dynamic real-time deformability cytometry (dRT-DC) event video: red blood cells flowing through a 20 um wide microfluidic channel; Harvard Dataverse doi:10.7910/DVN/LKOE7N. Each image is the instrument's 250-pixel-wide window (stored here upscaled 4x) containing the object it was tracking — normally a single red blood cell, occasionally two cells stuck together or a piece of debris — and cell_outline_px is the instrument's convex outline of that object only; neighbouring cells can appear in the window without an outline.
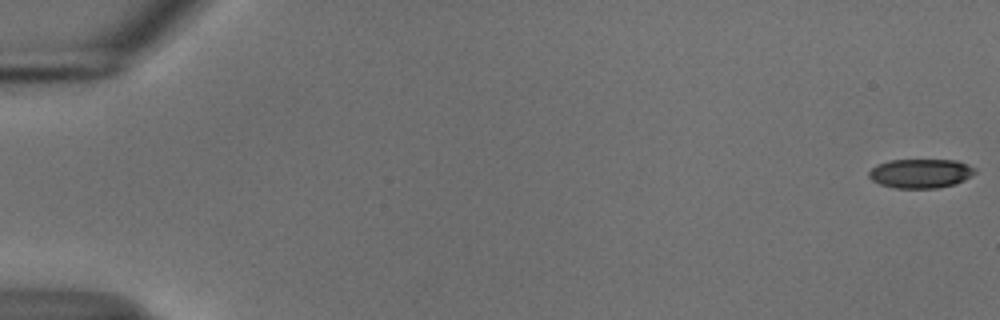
{"species": "common noctule bat (a hibernating species)", "species_latin": "Nyctalus noctula", "temperature_condition": "cold", "stored_images_in_passage": 55, "camera_frame_rate_fps": 3000, "um_per_image_px": 0.085, "animal": {"sex": "male", "body_mass_g": 18.8}, "frame": {"image": 1, "passage_image": 1, "time_ms": 0.0, "image_size_px": [1000, 320], "cell_outline_px": [[976, 172], [964, 180], [952, 184], [936, 188], [892, 188], [880, 184], [872, 180], [868, 176], [868, 172], [876, 164], [888, 160], [956, 160], [976, 168]], "centroid_in_image_um": [78.21, 14.73], "position_along_channel_um": 6.8, "area_um2": 18.03}}
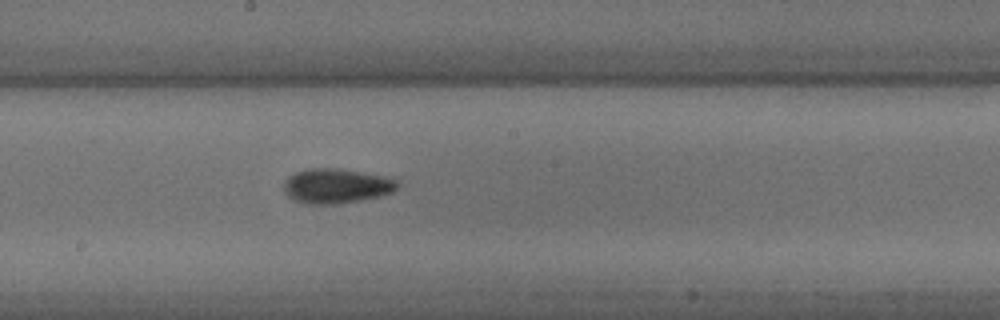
{"frame": {"image": 2, "passage_image": 31, "time_ms": 10.0, "image_size_px": [1000, 320], "cell_outline_px": [[400, 184], [392, 192], [380, 196], [360, 200], [336, 204], [304, 204], [292, 200], [284, 192], [284, 180], [288, 176], [296, 172], [308, 168], [336, 168], [384, 176], [396, 180]], "centroid_in_image_um": [28.54, 15.81], "position_along_channel_um": 219.7, "area_um2": 23.06}}
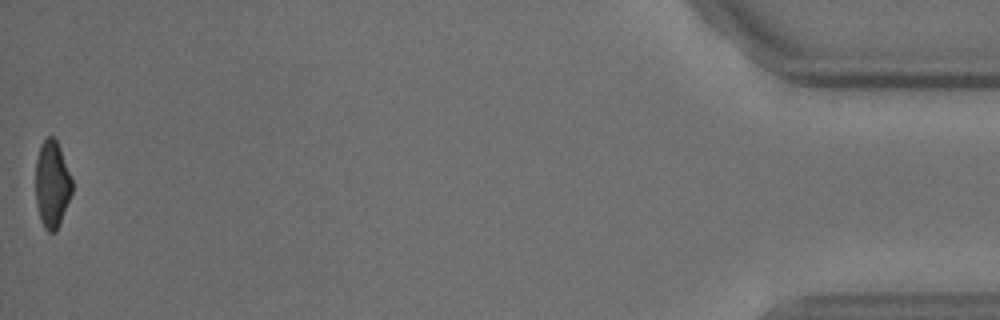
{"frame": {"image": 3, "passage_image": 55, "time_ms": 18.0, "image_size_px": [1000, 320], "cell_outline_px": [[72, 192], [60, 224], [56, 232], [48, 232], [44, 228], [40, 220], [36, 204], [36, 160], [40, 144], [48, 136], [52, 136], [56, 140], [60, 148], [72, 180]], "centroid_in_image_um": [4.41, 15.68], "position_along_channel_um": 430.8, "area_um2": 18.5}, "authors_computed_cell_mechanics": {"area_um2": 20.4034, "velocity_mm_per_s": 3.7455, "shape_relaxation_time_tau1_ms": 3.5366, "shape_relaxation_time_tau2_ms": null, "deformation_change_tau1": 0.1179, "deformation_change_tau2": null}}